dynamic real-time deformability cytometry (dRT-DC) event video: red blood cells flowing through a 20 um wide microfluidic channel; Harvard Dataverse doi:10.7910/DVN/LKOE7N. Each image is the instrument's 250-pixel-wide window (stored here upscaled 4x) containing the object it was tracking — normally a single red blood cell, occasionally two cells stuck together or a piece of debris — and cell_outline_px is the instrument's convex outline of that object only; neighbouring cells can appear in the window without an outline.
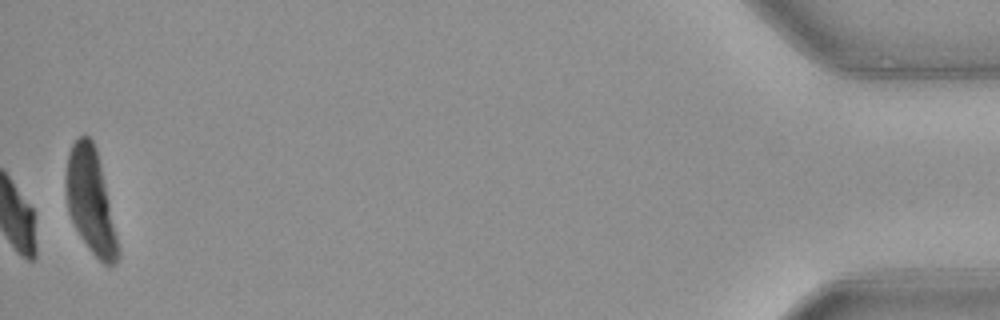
{"species": "common noctule bat (a hibernating species)", "species_latin": "Nyctalus noctula", "temperature_condition": "warm", "stored_images_in_passage": 37, "camera_frame_rate_fps": 3000, "um_per_image_px": 0.085, "animal": {"sex": "female", "body_mass_g": 21.9}, "frame": {"image": 1, "passage_image": 37, "time_ms": 12.0, "image_size_px": [1000, 320], "cell_outline_px": [[120, 256], [116, 264], [104, 264], [92, 252], [80, 236], [68, 212], [64, 184], [64, 176], [68, 152], [72, 144], [80, 136], [88, 136], [92, 140], [96, 148], [120, 252]], "centroid_in_image_um": [7.66, 17.08], "position_along_channel_um": 427.5, "area_um2": 31.27}, "authors_computed_cell_mechanics": {"area_um2": 24.1026, "velocity_mm_per_s": 3.9802, "shape_relaxation_time_tau1_ms": 1.8789, "shape_relaxation_time_tau2_ms": null, "deformation_change_tau1": 0.1191, "deformation_change_tau2": null}}